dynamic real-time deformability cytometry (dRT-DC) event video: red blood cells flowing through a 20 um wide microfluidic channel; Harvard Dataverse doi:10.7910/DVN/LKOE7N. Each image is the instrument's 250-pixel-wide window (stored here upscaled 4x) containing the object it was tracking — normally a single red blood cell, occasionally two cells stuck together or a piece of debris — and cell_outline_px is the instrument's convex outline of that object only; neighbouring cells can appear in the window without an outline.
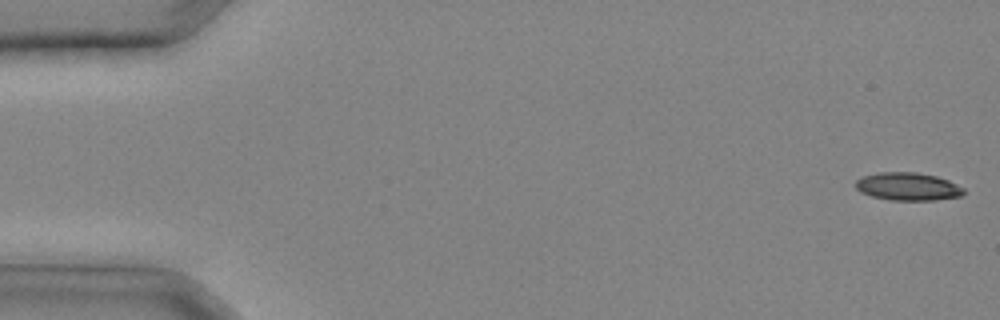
{"species": "common noctule bat (a hibernating species)", "species_latin": "Nyctalus noctula", "temperature_condition": "cold", "stored_images_in_passage": 32, "camera_frame_rate_fps": 3000, "um_per_image_px": 0.085, "animal": {"sex": "male", "body_mass_g": 20.4}, "frame": {"image": 1, "passage_image": 1, "time_ms": 0.0, "image_size_px": [1000, 320], "cell_outline_px": [[964, 192], [960, 196], [936, 200], [892, 200], [872, 196], [860, 192], [856, 188], [856, 180], [864, 176], [876, 172], [916, 172], [936, 176], [948, 180], [964, 188]], "centroid_in_image_um": [77.16, 15.85], "position_along_channel_um": 7.8, "area_um2": 17.51}}
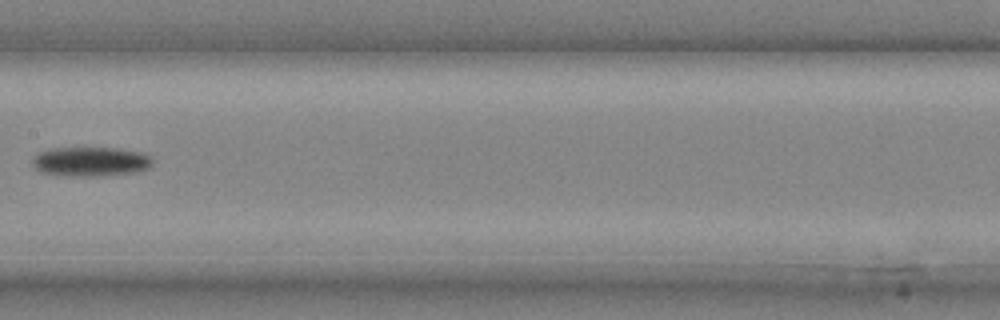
{"frame": {"image": 2, "passage_image": 17, "time_ms": 5.333, "image_size_px": [1000, 320], "cell_outline_px": [[152, 164], [148, 168], [136, 172], [96, 176], [72, 176], [44, 172], [36, 168], [32, 164], [32, 156], [48, 148], [116, 148], [140, 152], [152, 156]], "centroid_in_image_um": [7.71, 13.72], "position_along_channel_um": 199.7, "area_um2": 20.52}}
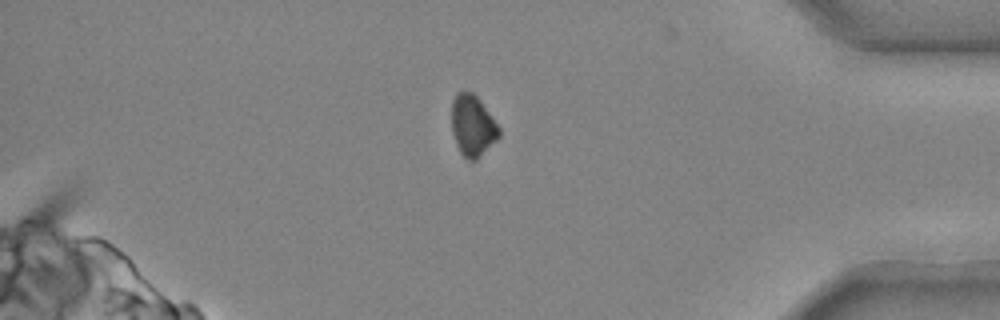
{"frame": {"image": 3, "passage_image": 28, "time_ms": 9.0, "image_size_px": [1000, 320], "cell_outline_px": [[500, 136], [476, 160], [468, 160], [460, 152], [456, 144], [452, 132], [452, 100], [456, 92], [472, 92], [476, 96], [500, 128]], "centroid_in_image_um": [40.15, 10.69], "position_along_channel_um": 395.0, "area_um2": 16.65}}